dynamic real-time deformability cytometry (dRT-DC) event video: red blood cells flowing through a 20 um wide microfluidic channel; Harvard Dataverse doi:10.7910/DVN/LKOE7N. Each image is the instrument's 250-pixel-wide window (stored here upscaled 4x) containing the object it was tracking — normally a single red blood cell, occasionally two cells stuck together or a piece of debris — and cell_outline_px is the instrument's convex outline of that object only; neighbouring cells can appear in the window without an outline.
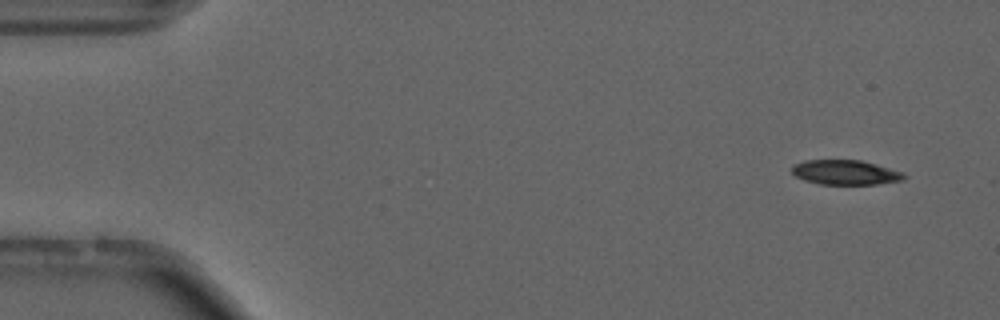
{"species": "common noctule bat (a hibernating species)", "species_latin": "Nyctalus noctula", "temperature_condition": "cold", "stored_images_in_passage": 55, "camera_frame_rate_fps": 3000, "um_per_image_px": 0.085, "animal": {"sex": "male", "forearm_length_mm": 52.5}, "frame": {"image": 1, "passage_image": 4, "time_ms": 1.0, "image_size_px": [1000, 320], "cell_outline_px": [[908, 176], [904, 180], [876, 184], [820, 184], [804, 180], [796, 176], [792, 172], [792, 168], [796, 164], [804, 160], [860, 160], [876, 164], [904, 172]], "centroid_in_image_um": [71.91, 14.65], "position_along_channel_um": 13.1, "area_um2": 16.13}}
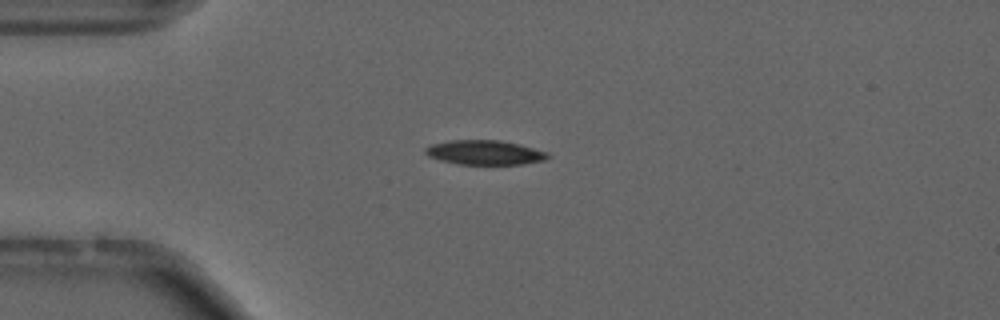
{"frame": {"image": 2, "passage_image": 14, "time_ms": 4.333, "image_size_px": [1000, 320], "cell_outline_px": [[552, 156], [544, 160], [524, 164], [456, 164], [440, 160], [428, 156], [424, 152], [424, 148], [432, 144], [448, 140], [500, 140], [520, 144], [548, 152]], "centroid_in_image_um": [41.21, 12.96], "position_along_channel_um": 43.8, "area_um2": 17.63}}
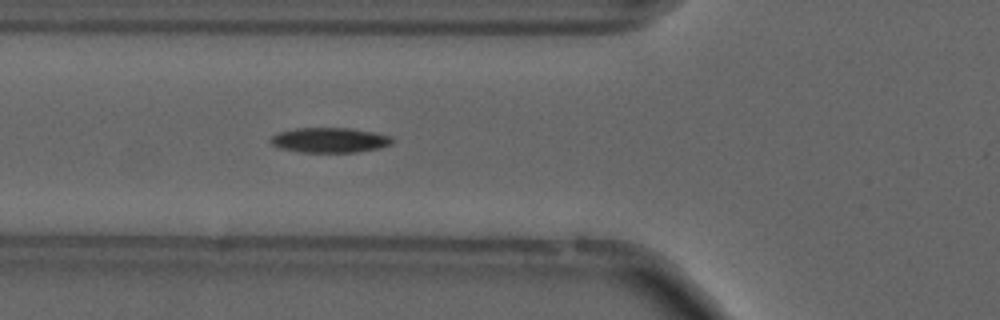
{"frame": {"image": 3, "passage_image": 20, "time_ms": 6.333, "image_size_px": [1000, 320], "cell_outline_px": [[396, 140], [392, 144], [380, 148], [356, 152], [300, 152], [280, 148], [272, 144], [272, 136], [280, 132], [296, 128], [352, 128], [392, 136]], "centroid_in_image_um": [28.09, 11.91], "position_along_channel_um": 97.7, "area_um2": 17.69}, "authors_computed_cell_mechanics": {"area_um2": 16.9932, "velocity_mm_per_s": 3.7253, "shape_relaxation_time_tau1_ms": 5.6954, "shape_relaxation_time_tau2_ms": null, "deformation_change_tau1": 0.1354, "deformation_change_tau2": null}}